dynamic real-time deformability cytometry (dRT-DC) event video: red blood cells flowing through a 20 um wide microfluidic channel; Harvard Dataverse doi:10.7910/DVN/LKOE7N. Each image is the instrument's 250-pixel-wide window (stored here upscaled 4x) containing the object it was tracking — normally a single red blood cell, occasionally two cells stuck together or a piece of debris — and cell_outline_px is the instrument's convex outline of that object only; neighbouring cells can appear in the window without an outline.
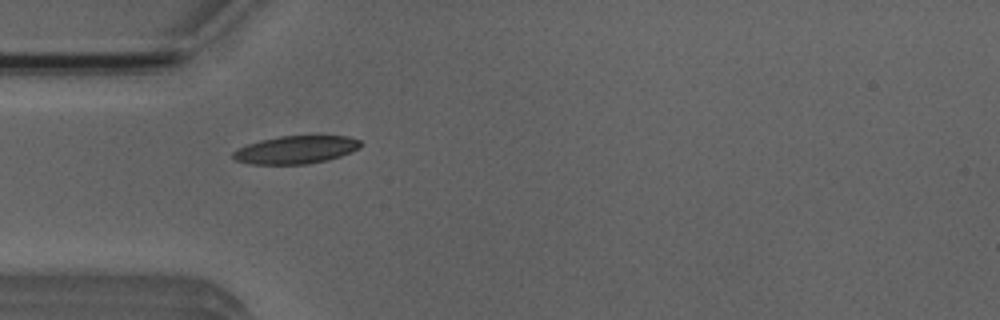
{"species": "Egyptian fruit bat (a non-hibernating species)", "species_latin": "Rousettus aegyptiacus", "temperature_condition": "room temperature", "stored_images_in_passage": 2, "camera_frame_rate_fps": 3000, "um_per_image_px": 0.085, "animal": {"sex": "male"}, "frame": {"image": 1, "passage_image": 1, "time_ms": 0.0, "image_size_px": [1000, 320], "cell_outline_px": [[364, 144], [360, 148], [352, 152], [340, 156], [308, 164], [252, 164], [236, 160], [232, 156], [232, 152], [248, 144], [260, 140], [280, 136], [348, 136], [360, 140]], "centroid_in_image_um": [25.19, 12.72], "position_along_channel_um": 59.8, "area_um2": 20.63}}